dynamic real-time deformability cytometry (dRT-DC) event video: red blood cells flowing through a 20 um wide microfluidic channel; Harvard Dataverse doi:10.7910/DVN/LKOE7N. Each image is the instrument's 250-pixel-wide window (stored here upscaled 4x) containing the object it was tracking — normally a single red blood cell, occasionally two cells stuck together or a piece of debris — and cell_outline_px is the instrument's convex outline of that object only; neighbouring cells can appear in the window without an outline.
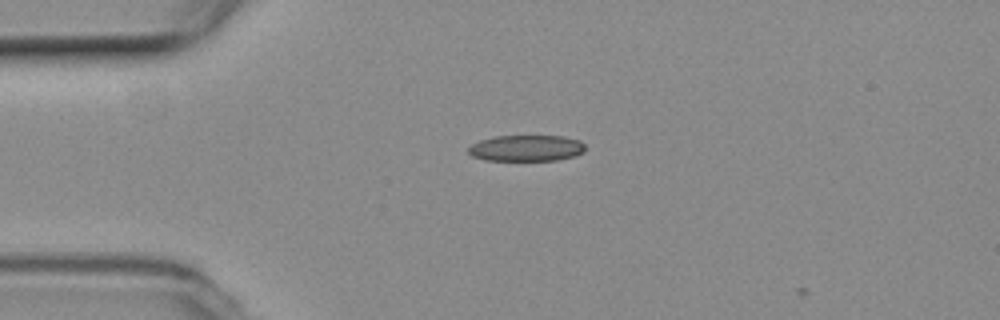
{"species": "common noctule bat (a hibernating species)", "species_latin": "Nyctalus noctula", "temperature_condition": "room temperature", "stored_images_in_passage": 2, "camera_frame_rate_fps": 3000, "um_per_image_px": 0.085, "animal": {"sex": "female", "body_mass_g": 19.3, "forearm_length_mm": 54.1}, "frame": {"image": 1, "passage_image": 1, "time_ms": 0.0, "image_size_px": [1000, 320], "cell_outline_px": [[584, 152], [572, 156], [556, 160], [488, 160], [472, 156], [468, 152], [468, 148], [472, 144], [480, 140], [496, 136], [564, 136], [580, 140], [584, 144]], "centroid_in_image_um": [44.74, 12.58], "position_along_channel_um": 40.3, "area_um2": 17.69}}